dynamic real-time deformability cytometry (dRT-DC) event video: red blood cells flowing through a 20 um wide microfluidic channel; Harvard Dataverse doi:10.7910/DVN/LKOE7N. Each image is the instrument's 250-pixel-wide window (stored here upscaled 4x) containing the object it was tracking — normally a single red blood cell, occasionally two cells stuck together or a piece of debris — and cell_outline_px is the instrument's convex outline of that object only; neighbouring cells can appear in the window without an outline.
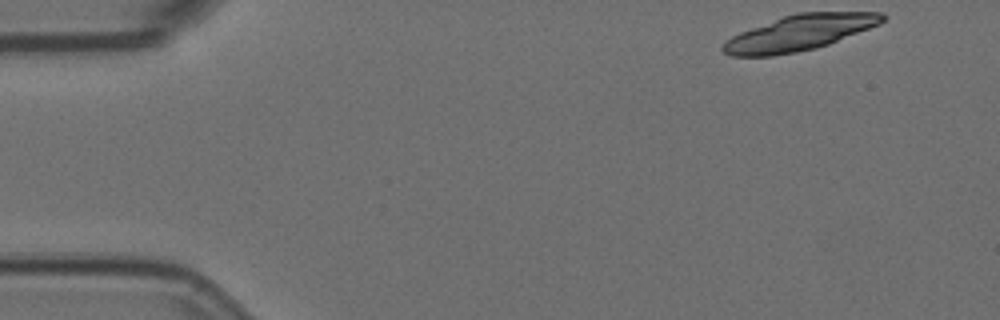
{"species": "Egyptian fruit bat (a non-hibernating species)", "species_latin": "Rousettus aegyptiacus", "temperature_condition": "room temperature", "stored_images_in_passage": 22, "camera_frame_rate_fps": 3000, "um_per_image_px": 0.085, "animal": {"sex": "female"}, "frame": {"image": 1, "passage_image": 1, "time_ms": 0.0, "image_size_px": [1000, 320], "cell_outline_px": [[888, 16], [880, 24], [828, 44], [816, 48], [796, 52], [772, 56], [732, 56], [724, 52], [720, 48], [732, 36], [740, 32], [784, 16], [796, 12], [880, 12]], "centroid_in_image_um": [67.98, 2.78], "position_along_channel_um": 17.0, "area_um2": 32.71}}